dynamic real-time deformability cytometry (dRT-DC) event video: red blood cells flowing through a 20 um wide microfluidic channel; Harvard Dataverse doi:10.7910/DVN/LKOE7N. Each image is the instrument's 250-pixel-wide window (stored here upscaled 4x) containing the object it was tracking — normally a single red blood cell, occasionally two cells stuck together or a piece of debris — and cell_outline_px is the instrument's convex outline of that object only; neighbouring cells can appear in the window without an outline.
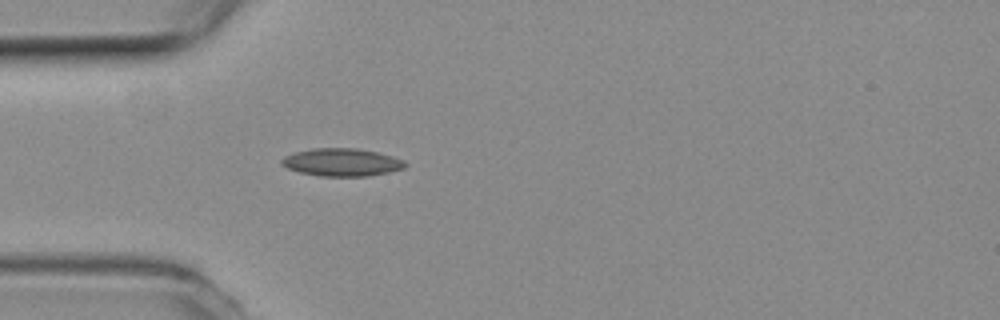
{"species": "common noctule bat (a hibernating species)", "species_latin": "Nyctalus noctula", "temperature_condition": "room temperature", "stored_images_in_passage": 4, "camera_frame_rate_fps": 3000, "um_per_image_px": 0.085, "animal": {"sex": "female", "body_mass_g": 19.3, "forearm_length_mm": 54.1}, "frame": {"image": 1, "passage_image": 4, "time_ms": 1.0, "image_size_px": [1000, 320], "cell_outline_px": [[408, 164], [404, 168], [388, 172], [368, 176], [320, 176], [300, 172], [288, 168], [280, 164], [280, 160], [284, 156], [296, 152], [312, 148], [356, 148], [376, 152], [392, 156], [404, 160]], "centroid_in_image_um": [29.05, 13.79], "position_along_channel_um": 56.0, "area_um2": 19.94}}